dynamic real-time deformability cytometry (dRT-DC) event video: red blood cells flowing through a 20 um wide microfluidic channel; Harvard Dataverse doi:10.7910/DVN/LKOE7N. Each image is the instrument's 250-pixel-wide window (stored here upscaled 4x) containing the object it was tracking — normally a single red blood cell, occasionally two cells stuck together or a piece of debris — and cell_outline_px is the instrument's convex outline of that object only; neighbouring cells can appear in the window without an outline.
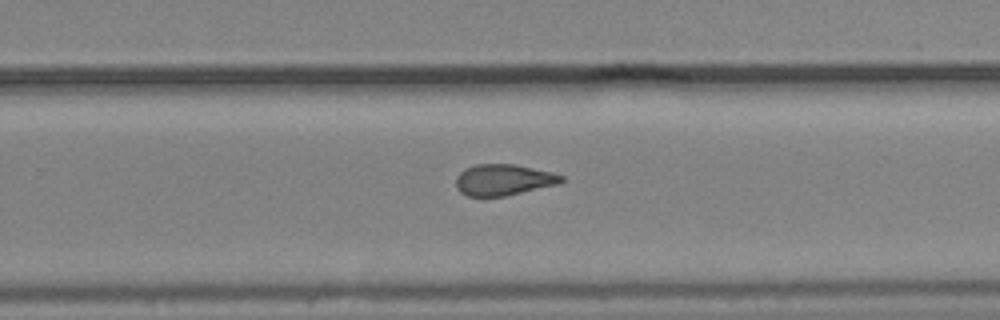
{"species": "common noctule bat (a hibernating species)", "species_latin": "Nyctalus noctula", "temperature_condition": "cold", "stored_images_in_passage": 7, "camera_frame_rate_fps": 3000, "um_per_image_px": 0.085, "animal": {"sex": "male", "body_mass_g": 19.2, "forearm_length_mm": 51.8}, "frame": {"image": 1, "passage_image": 7, "time_ms": 2.0, "image_size_px": [1000, 320], "cell_outline_px": [[564, 180], [560, 184], [504, 196], [468, 196], [460, 192], [456, 188], [456, 176], [464, 168], [476, 164], [516, 164], [552, 172], [564, 176]], "centroid_in_image_um": [42.8, 15.28], "position_along_channel_um": 287.0, "area_um2": 19.31}}